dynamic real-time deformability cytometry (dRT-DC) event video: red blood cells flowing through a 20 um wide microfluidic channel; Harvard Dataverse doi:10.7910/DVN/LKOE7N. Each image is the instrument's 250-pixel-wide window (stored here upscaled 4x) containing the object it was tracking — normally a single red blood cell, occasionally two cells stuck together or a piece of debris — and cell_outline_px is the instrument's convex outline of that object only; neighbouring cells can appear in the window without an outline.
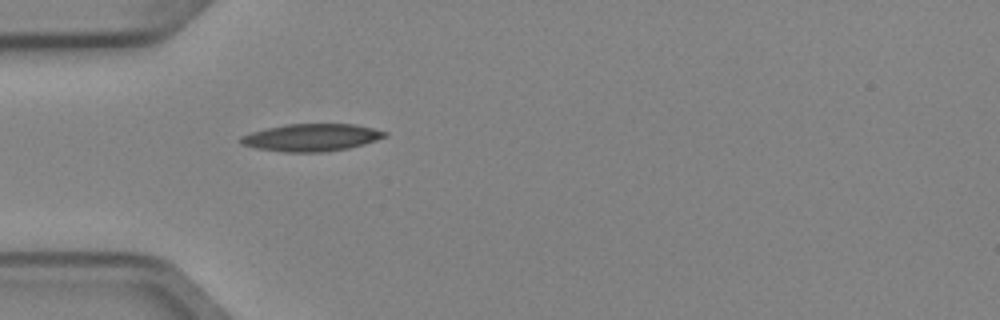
{"species": "Egyptian fruit bat (a non-hibernating species)", "species_latin": "Rousettus aegyptiacus", "temperature_condition": "cold", "stored_images_in_passage": 1, "camera_frame_rate_fps": 3000, "um_per_image_px": 0.085, "animal": {"sex": "female"}, "frame": {"image": 1, "passage_image": 1, "time_ms": 0.0, "image_size_px": [1000, 320], "cell_outline_px": [[388, 136], [364, 144], [348, 148], [324, 152], [284, 152], [256, 148], [244, 144], [240, 140], [240, 136], [252, 132], [268, 128], [288, 124], [356, 124], [388, 132]], "centroid_in_image_um": [26.52, 11.69], "position_along_channel_um": 58.5, "area_um2": 22.83}}